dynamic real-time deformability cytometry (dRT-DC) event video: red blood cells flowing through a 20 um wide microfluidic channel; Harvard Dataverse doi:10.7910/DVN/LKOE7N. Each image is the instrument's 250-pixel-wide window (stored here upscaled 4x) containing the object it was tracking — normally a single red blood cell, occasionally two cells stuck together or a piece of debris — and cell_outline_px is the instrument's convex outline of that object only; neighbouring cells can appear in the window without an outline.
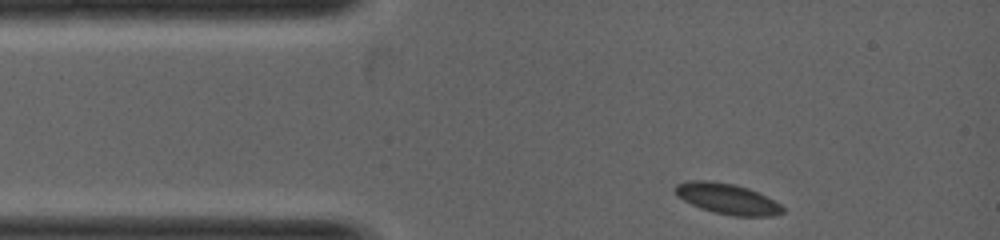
{"species": "common noctule bat (a hibernating species)", "species_latin": "Nyctalus noctula", "temperature_condition": "warm", "stored_images_in_passage": 13, "camera_frame_rate_fps": 5000, "um_per_image_px": 0.085, "animal": {"sex": "female", "body_mass_g": 19.0, "forearm_length_mm": 53.3}, "frame": {"image": 1, "passage_image": 1, "time_ms": 0.0, "image_size_px": [1000, 240], "cell_outline_px": [[784, 212], [772, 216], [732, 216], [700, 208], [676, 196], [672, 188], [676, 184], [688, 180], [708, 180], [732, 184], [748, 188], [780, 204], [784, 208]], "centroid_in_image_um": [61.76, 16.89], "position_along_channel_um": 23.2, "area_um2": 19.07}}
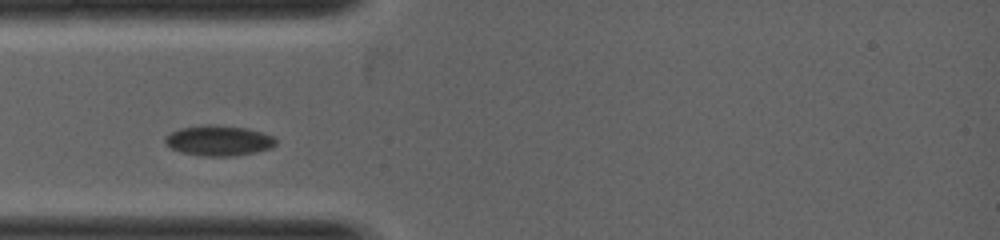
{"frame": {"image": 2, "passage_image": 8, "time_ms": 1.0, "image_size_px": [1000, 240], "cell_outline_px": [[276, 144], [272, 148], [256, 152], [232, 156], [204, 156], [180, 152], [172, 148], [164, 140], [164, 136], [180, 128], [208, 124], [248, 128], [272, 136], [276, 140]], "centroid_in_image_um": [18.59, 11.95], "position_along_channel_um": 66.4, "area_um2": 19.48}}
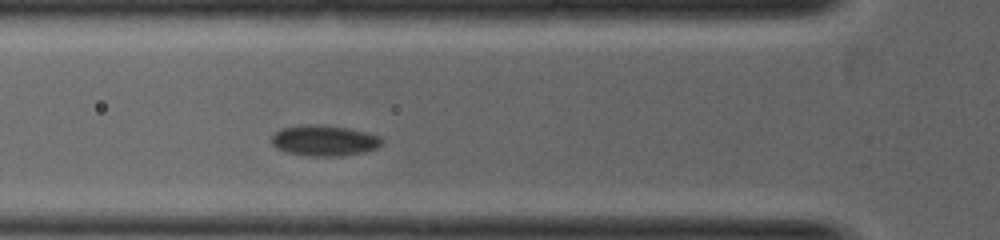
{"frame": {"image": 3, "passage_image": 11, "time_ms": 1.4, "image_size_px": [1000, 240], "cell_outline_px": [[380, 144], [376, 148], [364, 152], [340, 156], [308, 156], [288, 152], [276, 148], [272, 144], [272, 136], [280, 128], [304, 124], [324, 124], [348, 128], [380, 136]], "centroid_in_image_um": [27.52, 11.93], "position_along_channel_um": 98.3, "area_um2": 19.71}}